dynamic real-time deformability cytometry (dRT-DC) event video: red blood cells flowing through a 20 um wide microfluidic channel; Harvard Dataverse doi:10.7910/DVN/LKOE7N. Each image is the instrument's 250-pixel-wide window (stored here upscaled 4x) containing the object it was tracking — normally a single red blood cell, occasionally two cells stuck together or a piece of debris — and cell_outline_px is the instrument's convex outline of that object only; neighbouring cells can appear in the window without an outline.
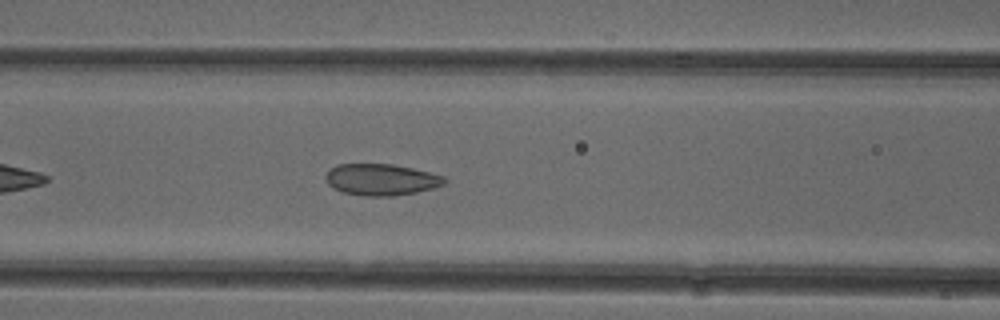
{"species": "common noctule bat (a hibernating species)", "species_latin": "Nyctalus noctula", "temperature_condition": "cold", "stored_images_in_passage": 38, "camera_frame_rate_fps": 3000, "um_per_image_px": 0.085, "animal": {"sex": "female"}, "frame": {"image": 1, "passage_image": 9, "time_ms": 2.667, "image_size_px": [1000, 320], "cell_outline_px": [[448, 180], [444, 184], [432, 188], [416, 192], [396, 196], [364, 196], [344, 192], [328, 184], [324, 176], [336, 164], [392, 164], [412, 168], [444, 176]], "centroid_in_image_um": [32.42, 15.26], "position_along_channel_um": 134.2, "area_um2": 21.68}}
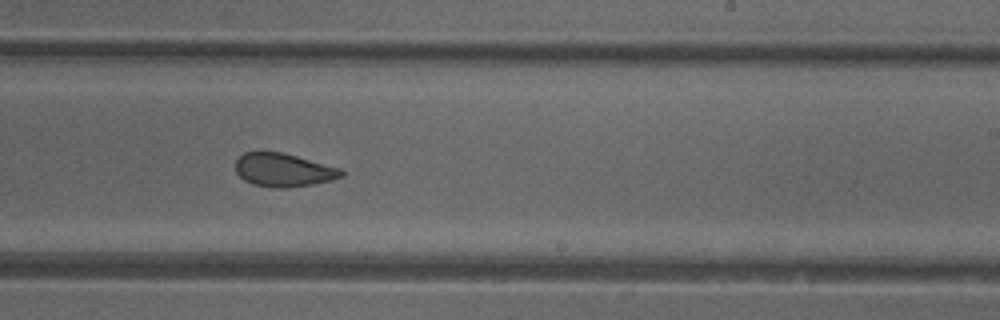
{"frame": {"image": 2, "passage_image": 19, "time_ms": 6.0, "image_size_px": [1000, 320], "cell_outline_px": [[344, 176], [332, 180], [312, 184], [284, 188], [280, 188], [256, 184], [244, 180], [236, 172], [236, 160], [244, 152], [280, 152], [296, 156], [340, 168], [344, 172]], "centroid_in_image_um": [24.11, 14.45], "position_along_channel_um": 264.9, "area_um2": 20.23}}
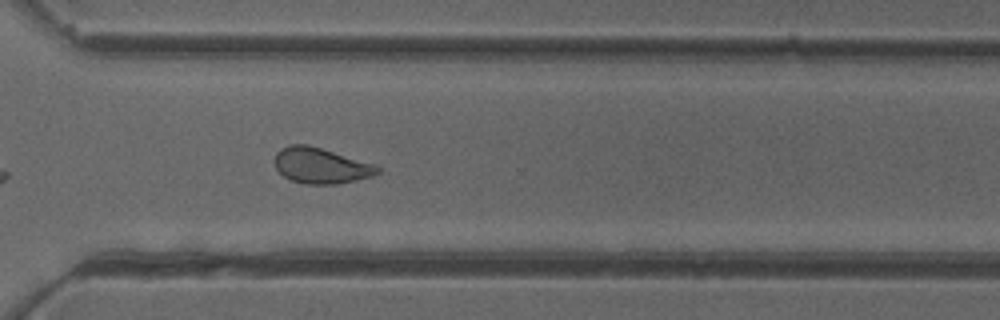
{"frame": {"image": 3, "passage_image": 25, "time_ms": 8.0, "image_size_px": [1000, 320], "cell_outline_px": [[380, 172], [372, 176], [356, 180], [336, 184], [304, 184], [292, 180], [284, 176], [276, 168], [276, 152], [280, 148], [288, 144], [308, 144], [376, 164], [380, 168]], "centroid_in_image_um": [27.29, 14.07], "position_along_channel_um": 343.3, "area_um2": 21.44}, "authors_computed_cell_mechanics": {"area_um2": 21.7039, "velocity_mm_per_s": 3.934, "shape_relaxation_time_tau1_ms": null, "shape_relaxation_time_tau2_ms": 1.5001, "deformation_change_tau1": null, "deformation_change_tau2": 0.0633}}